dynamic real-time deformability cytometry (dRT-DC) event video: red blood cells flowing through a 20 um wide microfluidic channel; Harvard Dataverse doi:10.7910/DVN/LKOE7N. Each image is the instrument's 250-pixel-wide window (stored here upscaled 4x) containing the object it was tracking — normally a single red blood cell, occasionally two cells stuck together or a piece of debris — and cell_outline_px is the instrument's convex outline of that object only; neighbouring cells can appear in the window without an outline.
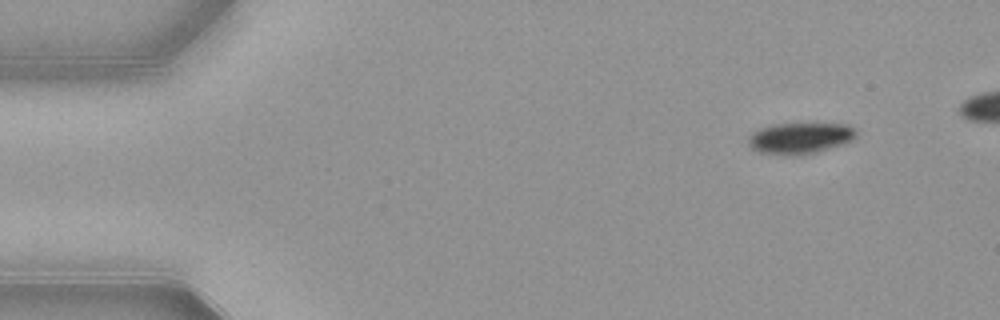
{"species": "common noctule bat (a hibernating species)", "species_latin": "Nyctalus noctula", "temperature_condition": "warm", "stored_images_in_passage": 44, "camera_frame_rate_fps": 3000, "um_per_image_px": 0.085, "animal": {"sex": "female", "body_mass_g": 21.9}, "frame": {"image": 1, "passage_image": 1, "time_ms": 0.0, "image_size_px": [1000, 320], "cell_outline_px": [[856, 136], [852, 140], [844, 144], [816, 152], [800, 156], [784, 156], [760, 152], [752, 148], [748, 144], [748, 136], [752, 132], [760, 128], [772, 124], [816, 120], [848, 124], [856, 128]], "centroid_in_image_um": [68.05, 11.69], "position_along_channel_um": 17.0, "area_um2": 20.98}}
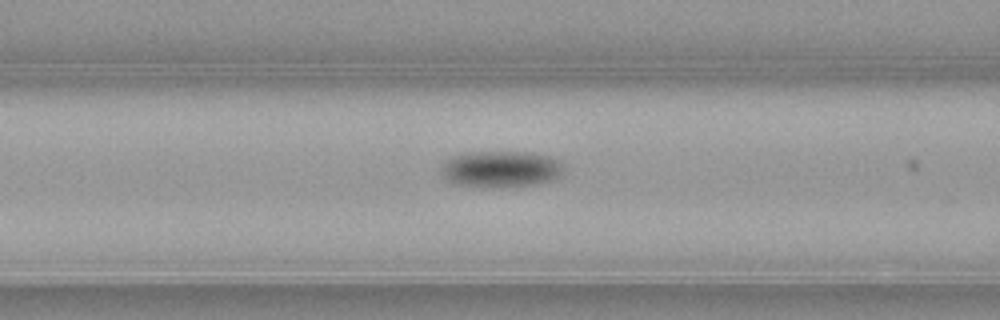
{"frame": {"image": 2, "passage_image": 17, "time_ms": 5.333, "image_size_px": [1000, 320], "cell_outline_px": [[564, 172], [560, 176], [552, 180], [536, 184], [508, 188], [492, 188], [452, 184], [440, 172], [440, 168], [452, 156], [468, 152], [532, 152], [548, 156], [560, 160], [564, 164]], "centroid_in_image_um": [42.61, 14.39], "position_along_channel_um": 124.0, "area_um2": 26.59}}
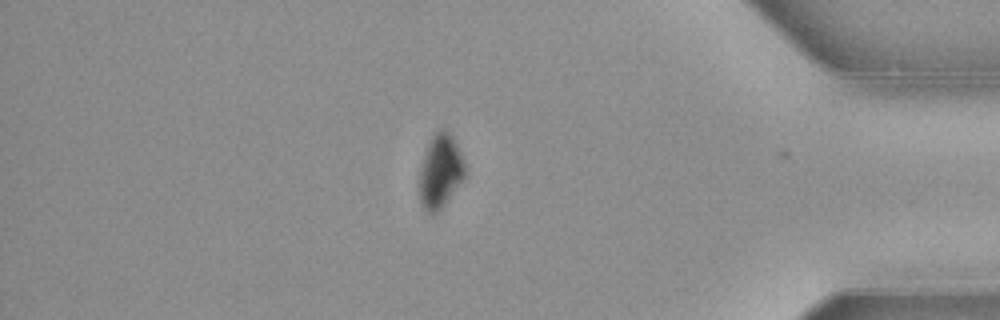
{"frame": {"image": 3, "passage_image": 41, "time_ms": 13.333, "image_size_px": [1000, 320], "cell_outline_px": [[468, 172], [464, 180], [440, 212], [428, 212], [420, 204], [420, 168], [428, 144], [432, 136], [440, 128], [444, 128], [452, 136], [468, 168]], "centroid_in_image_um": [37.48, 14.59], "position_along_channel_um": 397.7, "area_um2": 19.88}}